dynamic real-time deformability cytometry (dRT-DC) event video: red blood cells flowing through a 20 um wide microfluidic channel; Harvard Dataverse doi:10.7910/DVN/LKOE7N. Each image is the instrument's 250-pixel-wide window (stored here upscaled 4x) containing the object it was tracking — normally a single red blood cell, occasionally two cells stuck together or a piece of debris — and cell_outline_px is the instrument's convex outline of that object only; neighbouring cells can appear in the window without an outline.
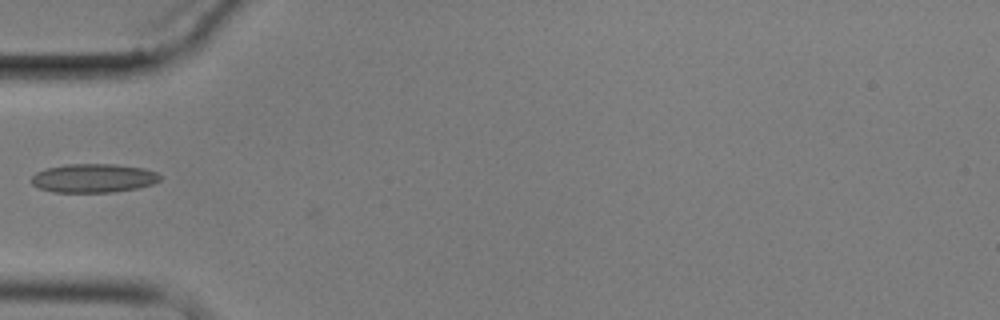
{"species": "common noctule bat (a hibernating species)", "species_latin": "Nyctalus noctula", "temperature_condition": "cold", "stored_images_in_passage": 6, "camera_frame_rate_fps": 3000, "um_per_image_px": 0.085, "animal": {"sex": "male", "body_mass_g": 17.9}, "frame": {"image": 1, "passage_image": 6, "time_ms": 6.667, "image_size_px": [1000, 320], "cell_outline_px": [[160, 180], [152, 184], [136, 188], [112, 192], [52, 192], [40, 188], [32, 184], [32, 176], [36, 172], [48, 168], [68, 164], [116, 164], [144, 168], [156, 172], [160, 176]], "centroid_in_image_um": [7.95, 15.14], "position_along_channel_um": 77.1, "area_um2": 21.44}}